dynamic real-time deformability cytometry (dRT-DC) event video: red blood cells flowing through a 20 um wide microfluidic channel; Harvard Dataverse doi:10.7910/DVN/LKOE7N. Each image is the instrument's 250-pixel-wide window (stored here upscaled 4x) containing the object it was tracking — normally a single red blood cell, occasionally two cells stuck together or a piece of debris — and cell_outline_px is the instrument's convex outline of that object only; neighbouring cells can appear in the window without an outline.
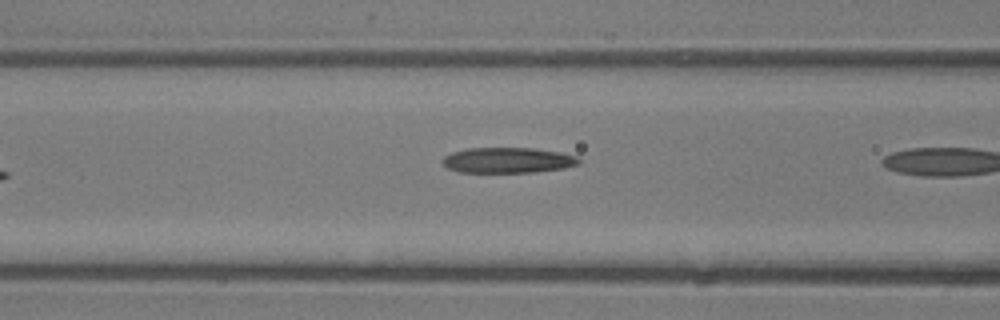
{"species": "common noctule bat (a hibernating species)", "species_latin": "Nyctalus noctula", "temperature_condition": "room temperature", "stored_images_in_passage": 5, "camera_frame_rate_fps": 3000, "um_per_image_px": 0.085, "animal": {"sex": "male", "body_mass_g": 13.3}, "frame": {"image": 1, "passage_image": 4, "time_ms": 1.0, "image_size_px": [1000, 320], "cell_outline_px": [[580, 164], [564, 168], [536, 172], [460, 172], [448, 168], [440, 160], [444, 156], [452, 152], [468, 148], [536, 148], [560, 152], [576, 156], [580, 160]], "centroid_in_image_um": [43.17, 13.61], "position_along_channel_um": 123.4, "area_um2": 20.35}}